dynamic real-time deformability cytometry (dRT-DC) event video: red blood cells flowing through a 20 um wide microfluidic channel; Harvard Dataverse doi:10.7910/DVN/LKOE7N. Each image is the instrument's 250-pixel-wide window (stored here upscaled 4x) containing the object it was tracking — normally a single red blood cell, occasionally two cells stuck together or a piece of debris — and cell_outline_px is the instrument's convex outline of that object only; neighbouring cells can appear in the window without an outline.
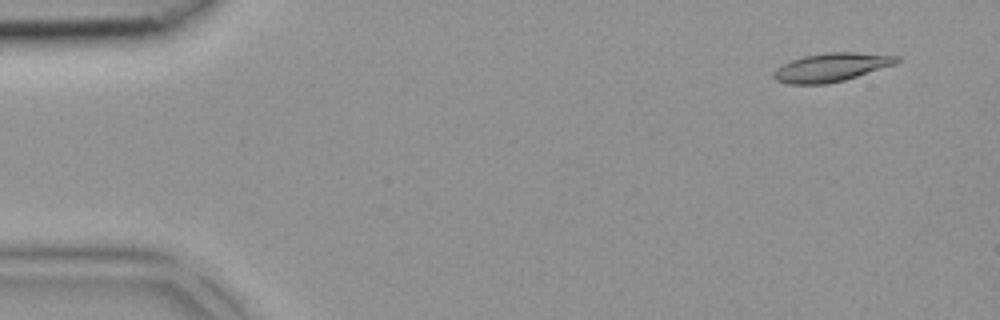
{"species": "common noctule bat (a hibernating species)", "species_latin": "Nyctalus noctula", "temperature_condition": "room temperature", "stored_images_in_passage": 1, "camera_frame_rate_fps": 3000, "um_per_image_px": 0.085, "animal": {"sex": "female", "body_mass_g": 18.4}, "frame": {"image": 1, "passage_image": 1, "time_ms": 0.0, "image_size_px": [1000, 320], "cell_outline_px": [[900, 60], [896, 64], [844, 80], [824, 84], [788, 84], [776, 80], [772, 76], [772, 72], [776, 68], [792, 60], [804, 56], [828, 52], [856, 52], [900, 56]], "centroid_in_image_um": [70.66, 5.72], "position_along_channel_um": 14.3, "area_um2": 20.4}}